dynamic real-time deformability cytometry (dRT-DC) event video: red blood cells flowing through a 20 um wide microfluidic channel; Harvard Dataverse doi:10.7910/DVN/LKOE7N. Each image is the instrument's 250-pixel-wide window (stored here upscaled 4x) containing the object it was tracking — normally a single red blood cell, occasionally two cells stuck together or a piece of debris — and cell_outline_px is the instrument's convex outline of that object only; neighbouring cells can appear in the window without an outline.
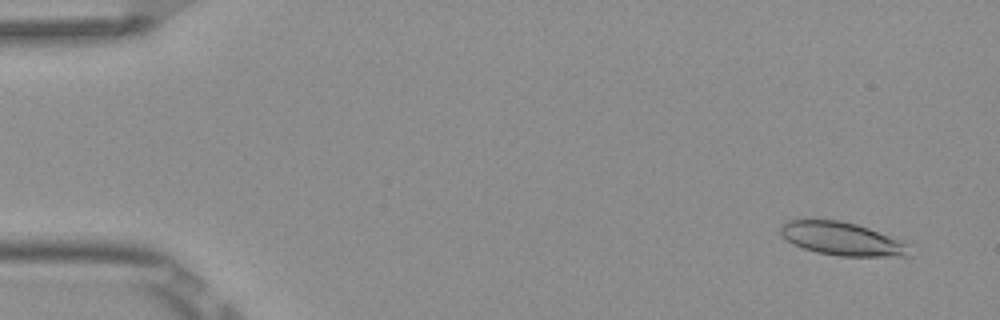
{"species": "Egyptian fruit bat (a non-hibernating species)", "species_latin": "Rousettus aegyptiacus", "temperature_condition": "room temperature", "stored_images_in_passage": 9, "camera_frame_rate_fps": 3000, "um_per_image_px": 0.085, "frame": {"image": 1, "passage_image": 2, "time_ms": 0.333, "image_size_px": [1000, 320], "cell_outline_px": [[908, 256], [840, 256], [816, 252], [792, 244], [780, 232], [780, 224], [784, 220], [840, 220], [856, 224], [868, 228], [900, 240], [904, 244]], "centroid_in_image_um": [71.47, 20.28], "position_along_channel_um": 13.5, "area_um2": 24.45}}
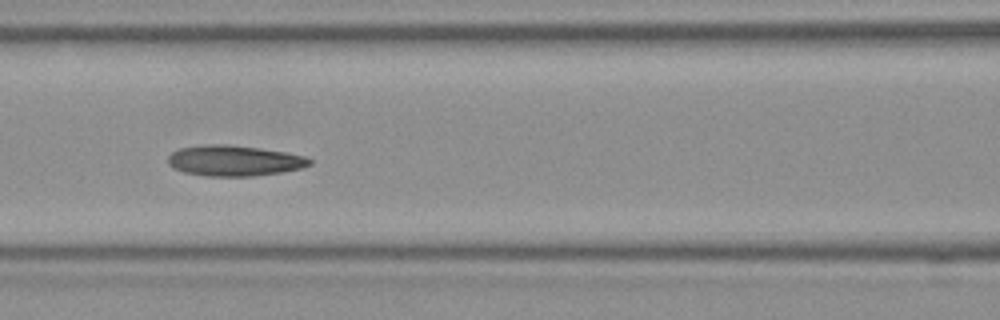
{"frame": {"image": 2, "passage_image": 7, "time_ms": 2.0, "image_size_px": [1000, 320], "cell_outline_px": [[312, 164], [304, 168], [284, 172], [252, 176], [204, 176], [184, 172], [172, 168], [168, 164], [168, 156], [172, 152], [180, 148], [204, 144], [228, 144], [260, 148], [288, 152], [308, 156], [312, 160]], "centroid_in_image_um": [19.95, 13.65], "position_along_channel_um": 146.6, "area_um2": 25.78}}
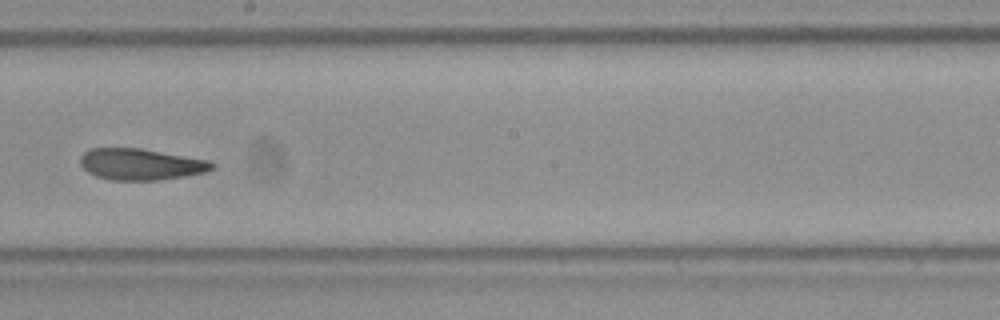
{"frame": {"image": 3, "passage_image": 9, "time_ms": 2.667, "image_size_px": [1000, 320], "cell_outline_px": [[216, 164], [212, 168], [204, 172], [184, 176], [156, 180], [112, 180], [96, 176], [88, 172], [80, 164], [80, 156], [88, 148], [140, 148], [208, 160]], "centroid_in_image_um": [11.92, 13.95], "position_along_channel_um": 236.3, "area_um2": 23.93}}